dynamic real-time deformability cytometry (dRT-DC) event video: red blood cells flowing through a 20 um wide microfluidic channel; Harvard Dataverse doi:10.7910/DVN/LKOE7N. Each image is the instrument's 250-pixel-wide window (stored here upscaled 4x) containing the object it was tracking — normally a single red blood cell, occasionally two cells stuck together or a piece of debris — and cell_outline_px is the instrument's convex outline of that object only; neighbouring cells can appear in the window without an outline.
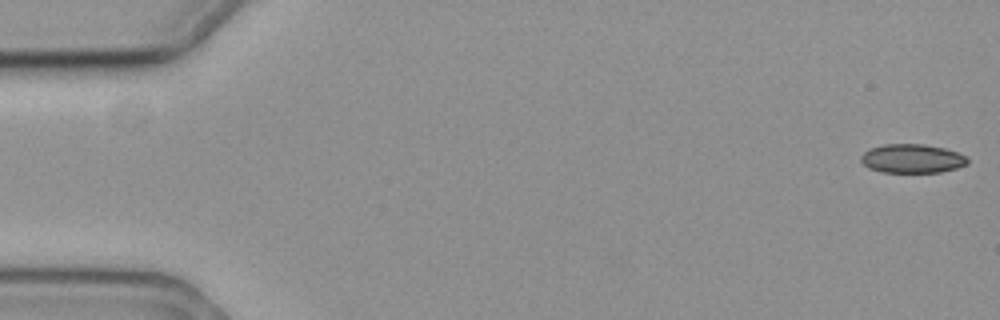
{"species": "common noctule bat (a hibernating species)", "species_latin": "Nyctalus noctula", "temperature_condition": "cold", "stored_images_in_passage": 59, "camera_frame_rate_fps": 3000, "um_per_image_px": 0.085, "animal": {"sex": "female", "body_mass_g": 19.3, "forearm_length_mm": 54.1}, "frame": {"image": 1, "passage_image": 1, "time_ms": 0.0, "image_size_px": [1000, 320], "cell_outline_px": [[968, 164], [956, 168], [940, 172], [880, 172], [868, 168], [860, 160], [860, 156], [868, 148], [884, 144], [924, 144], [944, 148], [968, 156]], "centroid_in_image_um": [77.51, 13.47], "position_along_channel_um": 7.5, "area_um2": 18.09}}
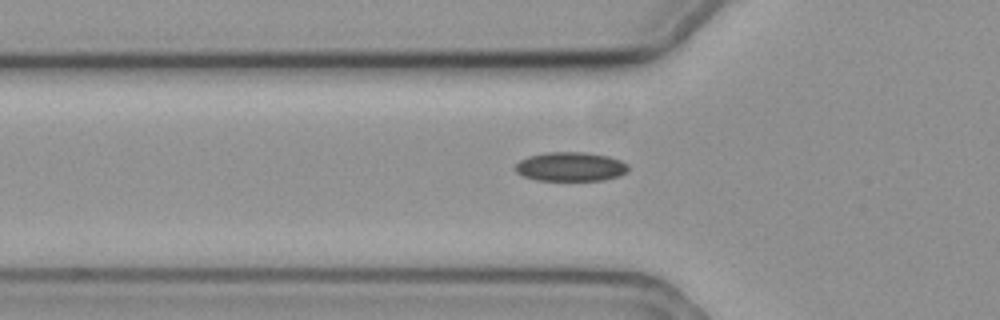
{"frame": {"image": 2, "passage_image": 20, "time_ms": 6.333, "image_size_px": [1000, 320], "cell_outline_px": [[628, 172], [620, 176], [604, 180], [536, 180], [524, 176], [516, 172], [516, 164], [520, 160], [528, 156], [544, 152], [584, 152], [608, 156], [620, 160], [628, 164]], "centroid_in_image_um": [48.52, 14.16], "position_along_channel_um": 77.3, "area_um2": 19.25}}
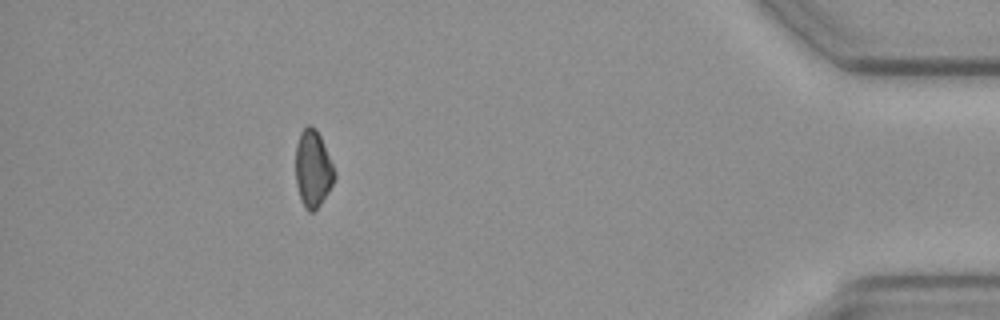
{"frame": {"image": 3, "passage_image": 53, "time_ms": 17.333, "image_size_px": [1000, 320], "cell_outline_px": [[336, 176], [328, 192], [320, 204], [312, 212], [308, 212], [304, 208], [300, 200], [296, 184], [296, 144], [300, 132], [308, 124], [312, 124], [316, 128], [320, 136], [336, 172]], "centroid_in_image_um": [26.59, 14.34], "position_along_channel_um": 408.6, "area_um2": 17.51}}